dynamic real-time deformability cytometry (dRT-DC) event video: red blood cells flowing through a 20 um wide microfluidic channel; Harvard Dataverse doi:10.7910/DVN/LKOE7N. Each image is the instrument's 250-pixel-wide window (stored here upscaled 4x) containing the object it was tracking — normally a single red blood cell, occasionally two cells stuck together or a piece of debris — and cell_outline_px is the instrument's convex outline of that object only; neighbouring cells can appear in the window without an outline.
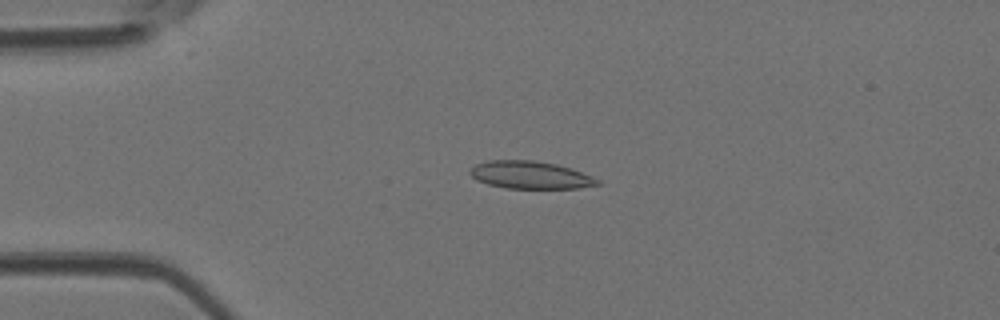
{"species": "Egyptian fruit bat (a non-hibernating species)", "species_latin": "Rousettus aegyptiacus", "temperature_condition": "room temperature", "stored_images_in_passage": 46, "camera_frame_rate_fps": 3000, "um_per_image_px": 0.085, "animal": {"sex": "female"}, "frame": {"image": 1, "passage_image": 11, "time_ms": 3.333, "image_size_px": [1000, 320], "cell_outline_px": [[600, 184], [580, 188], [508, 188], [488, 184], [476, 180], [468, 172], [468, 168], [476, 164], [488, 160], [532, 160], [556, 164], [592, 176], [600, 180]], "centroid_in_image_um": [45.03, 14.87], "position_along_channel_um": 40.0, "area_um2": 20.4}}
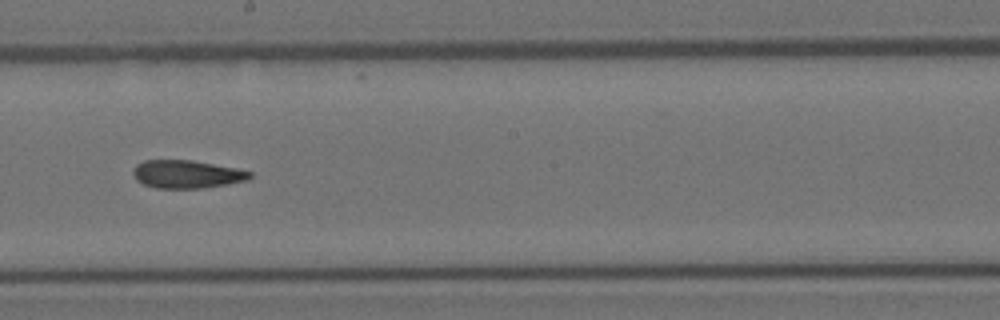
{"frame": {"image": 2, "passage_image": 26, "time_ms": 8.333, "image_size_px": [1000, 320], "cell_outline_px": [[252, 176], [248, 180], [228, 184], [200, 188], [156, 188], [144, 184], [136, 180], [132, 172], [136, 164], [144, 160], [192, 160], [236, 168], [252, 172]], "centroid_in_image_um": [15.87, 14.8], "position_along_channel_um": 232.3, "area_um2": 19.07}}
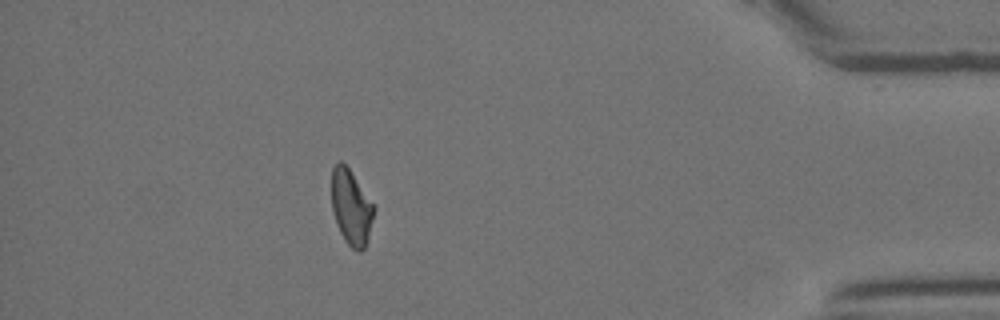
{"frame": {"image": 3, "passage_image": 41, "time_ms": 13.333, "image_size_px": [1000, 320], "cell_outline_px": [[376, 208], [368, 236], [364, 248], [360, 252], [356, 252], [344, 240], [336, 224], [332, 208], [332, 168], [340, 160], [348, 168]], "centroid_in_image_um": [29.84, 17.65], "position_along_channel_um": 405.4, "area_um2": 18.32}}